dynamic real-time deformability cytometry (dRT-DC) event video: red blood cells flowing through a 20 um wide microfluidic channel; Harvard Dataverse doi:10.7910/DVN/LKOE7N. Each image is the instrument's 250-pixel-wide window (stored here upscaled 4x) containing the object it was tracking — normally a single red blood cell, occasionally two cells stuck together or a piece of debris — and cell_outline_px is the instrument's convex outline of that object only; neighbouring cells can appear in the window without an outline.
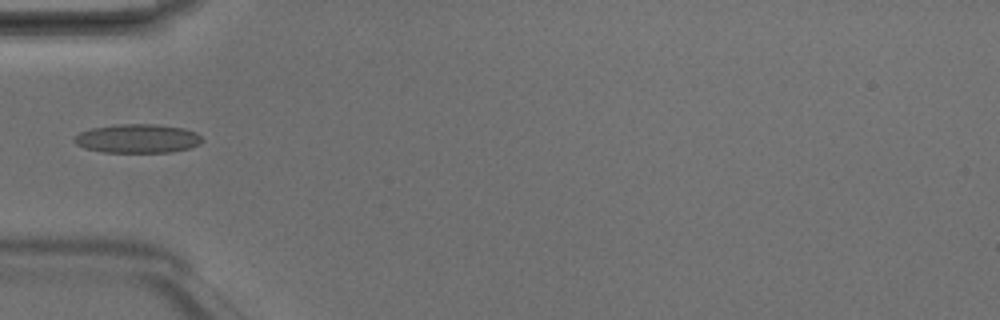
{"species": "Egyptian fruit bat (a non-hibernating species)", "species_latin": "Rousettus aegyptiacus", "temperature_condition": "room temperature", "stored_images_in_passage": 5, "camera_frame_rate_fps": 3000, "um_per_image_px": 0.085, "animal": {"sex": "male"}, "frame": {"image": 1, "passage_image": 4, "time_ms": 1.0, "image_size_px": [1000, 320], "cell_outline_px": [[204, 140], [200, 144], [188, 148], [172, 152], [104, 152], [84, 148], [76, 144], [72, 140], [80, 132], [92, 128], [116, 124], [156, 124], [184, 128], [196, 132]], "centroid_in_image_um": [11.7, 11.77], "position_along_channel_um": 73.3, "area_um2": 21.56}}